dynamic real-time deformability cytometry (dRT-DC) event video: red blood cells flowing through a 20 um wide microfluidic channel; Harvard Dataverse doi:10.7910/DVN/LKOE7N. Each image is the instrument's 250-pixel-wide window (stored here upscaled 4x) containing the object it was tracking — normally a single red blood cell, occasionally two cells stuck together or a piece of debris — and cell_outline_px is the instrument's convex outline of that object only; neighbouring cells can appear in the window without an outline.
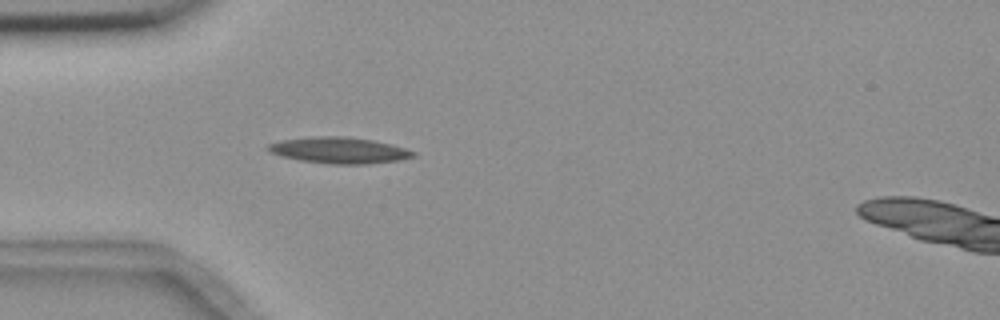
{"species": "common noctule bat (a hibernating species)", "species_latin": "Nyctalus noctula", "temperature_condition": "room temperature", "stored_images_in_passage": 3, "camera_frame_rate_fps": 3000, "um_per_image_px": 0.085, "animal": {"sex": "female", "body_mass_g": 18.4}, "frame": {"image": 1, "passage_image": 3, "time_ms": 4.0, "image_size_px": [1000, 320], "cell_outline_px": [[416, 156], [400, 160], [368, 164], [332, 164], [300, 160], [280, 156], [268, 152], [264, 148], [268, 144], [280, 140], [312, 136], [348, 136], [372, 140], [392, 144], [416, 152]], "centroid_in_image_um": [28.79, 12.77], "position_along_channel_um": 56.2, "area_um2": 22.43}}